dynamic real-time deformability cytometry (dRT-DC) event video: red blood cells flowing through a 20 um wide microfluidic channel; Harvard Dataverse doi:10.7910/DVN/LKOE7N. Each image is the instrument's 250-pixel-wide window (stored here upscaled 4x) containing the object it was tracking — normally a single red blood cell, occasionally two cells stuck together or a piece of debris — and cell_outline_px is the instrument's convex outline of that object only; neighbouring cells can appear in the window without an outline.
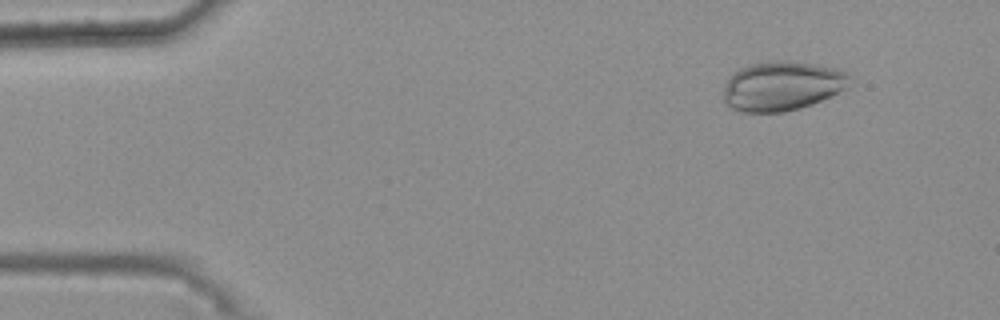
{"species": "common noctule bat (a hibernating species)", "species_latin": "Nyctalus noctula", "temperature_condition": "warm", "stored_images_in_passage": 48, "camera_frame_rate_fps": 3000, "um_per_image_px": 0.085, "animal": {"sex": "female", "body_mass_g": 25.1}, "frame": {"image": 1, "passage_image": 6, "time_ms": 1.667, "image_size_px": [1000, 320], "cell_outline_px": [[852, 76], [844, 88], [812, 104], [800, 108], [784, 112], [740, 112], [724, 104], [724, 84], [732, 72], [748, 64], [768, 60], [788, 60], [816, 64], [832, 68], [844, 72]], "centroid_in_image_um": [66.39, 7.29], "position_along_channel_um": 18.6, "area_um2": 36.41}}
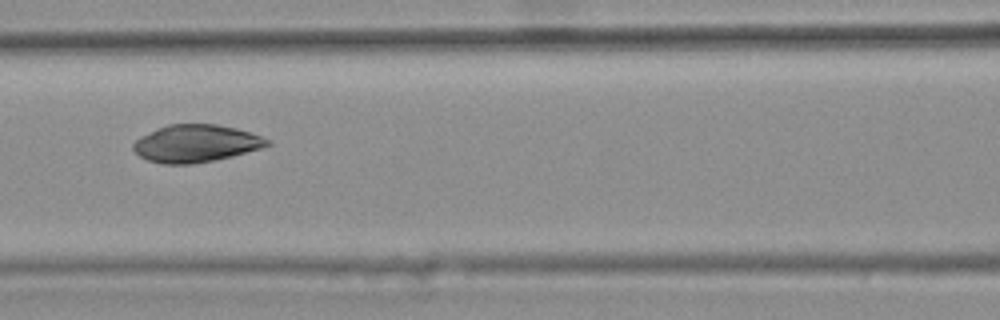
{"frame": {"image": 2, "passage_image": 24, "time_ms": 7.667, "image_size_px": [1000, 320], "cell_outline_px": [[272, 144], [264, 148], [216, 160], [192, 164], [164, 164], [148, 160], [140, 156], [132, 148], [132, 144], [140, 136], [156, 128], [168, 124], [216, 124], [236, 128], [260, 136], [268, 140]], "centroid_in_image_um": [16.64, 12.19], "position_along_channel_um": 150.0, "area_um2": 29.3}}
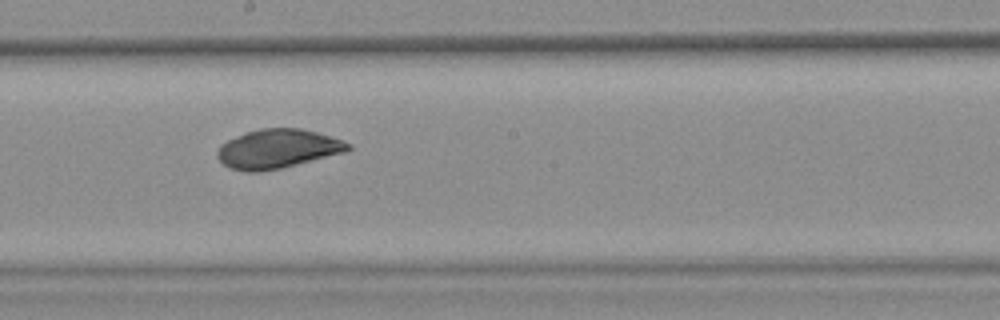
{"frame": {"image": 3, "passage_image": 30, "time_ms": 9.667, "image_size_px": [1000, 320], "cell_outline_px": [[352, 148], [344, 152], [280, 168], [260, 172], [248, 172], [228, 168], [216, 156], [216, 152], [220, 144], [244, 132], [260, 128], [300, 128], [316, 132], [352, 144]], "centroid_in_image_um": [23.54, 12.65], "position_along_channel_um": 224.7, "area_um2": 29.59}}